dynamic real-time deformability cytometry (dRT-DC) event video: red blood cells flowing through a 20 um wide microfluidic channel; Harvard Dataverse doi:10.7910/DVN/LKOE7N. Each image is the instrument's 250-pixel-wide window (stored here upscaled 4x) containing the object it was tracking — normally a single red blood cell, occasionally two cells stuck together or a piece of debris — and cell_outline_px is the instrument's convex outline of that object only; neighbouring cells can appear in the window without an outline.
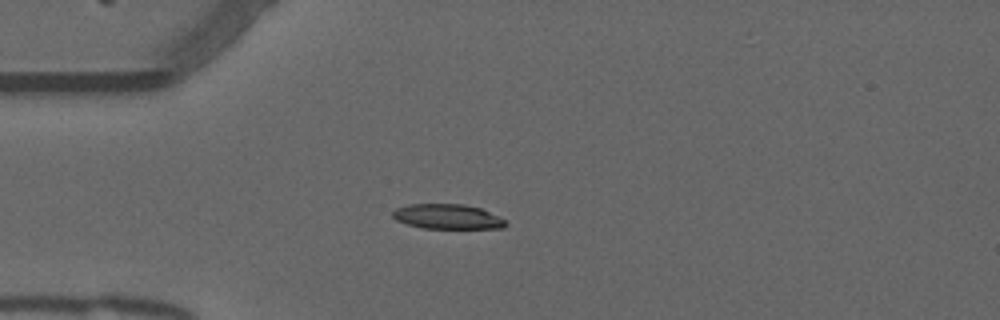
{"species": "common noctule bat (a hibernating species)", "species_latin": "Nyctalus noctula", "temperature_condition": "warm", "stored_images_in_passage": 33, "camera_frame_rate_fps": 3000, "um_per_image_px": 0.085, "animal": {"sex": "male", "forearm_length_mm": 52.5}, "frame": {"image": 1, "passage_image": 14, "time_ms": 4.333, "image_size_px": [1000, 320], "cell_outline_px": [[508, 224], [504, 228], [424, 228], [408, 224], [396, 220], [392, 216], [392, 212], [396, 208], [408, 204], [464, 204], [480, 208], [500, 216]], "centroid_in_image_um": [38.05, 18.4], "position_along_channel_um": 47.0, "area_um2": 16.36}}
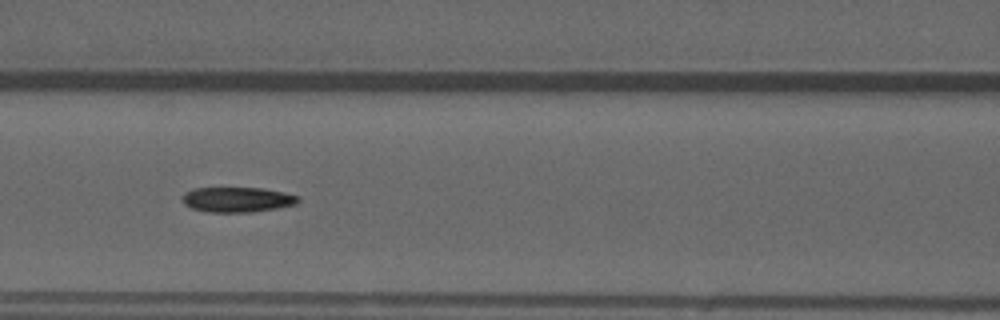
{"frame": {"image": 2, "passage_image": 23, "time_ms": 7.333, "image_size_px": [1000, 320], "cell_outline_px": [[300, 200], [296, 204], [276, 208], [252, 212], [208, 212], [192, 208], [184, 204], [180, 200], [180, 196], [184, 192], [192, 188], [264, 188], [284, 192], [300, 196]], "centroid_in_image_um": [20.13, 16.96], "position_along_channel_um": 146.5, "area_um2": 17.17}}
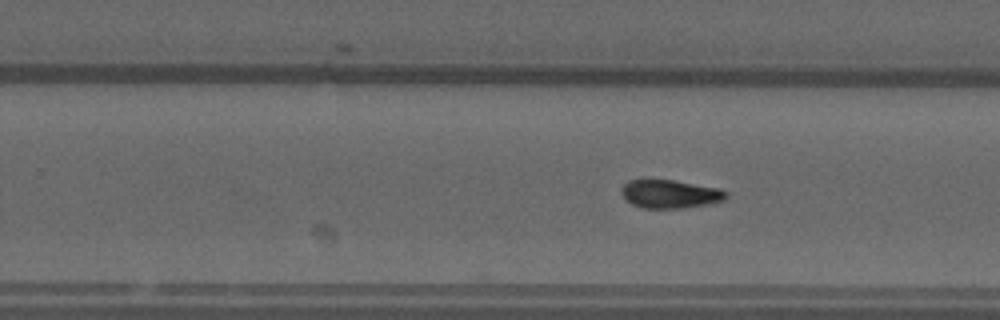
{"frame": {"image": 3, "passage_image": 33, "time_ms": 10.667, "image_size_px": [1000, 320], "cell_outline_px": [[728, 196], [724, 200], [708, 204], [684, 208], [640, 208], [632, 204], [620, 192], [620, 188], [628, 180], [640, 176], [648, 176], [720, 188], [728, 192]], "centroid_in_image_um": [56.89, 16.44], "position_along_channel_um": 272.9, "area_um2": 18.09}}